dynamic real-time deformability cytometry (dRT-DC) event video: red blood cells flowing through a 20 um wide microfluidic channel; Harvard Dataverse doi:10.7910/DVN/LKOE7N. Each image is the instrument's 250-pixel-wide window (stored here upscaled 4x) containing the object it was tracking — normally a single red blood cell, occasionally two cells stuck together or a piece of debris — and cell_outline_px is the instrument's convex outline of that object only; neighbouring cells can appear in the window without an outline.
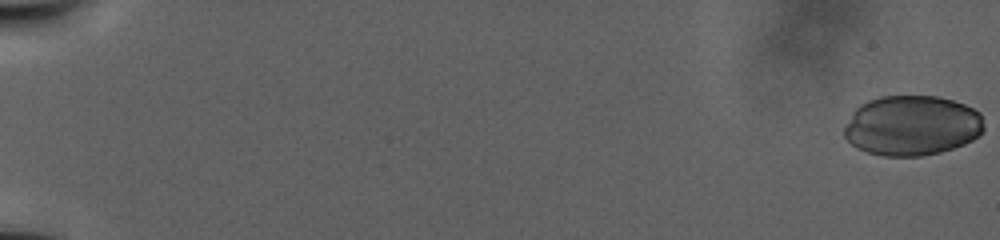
{"species": "human", "species_latin": "Homo sapiens", "temperature_condition": "warm", "stored_images_in_passage": 127, "camera_frame_rate_fps": 3000, "um_per_image_px": 0.085, "donor": {"sex": "male"}, "frame": {"image": 1, "passage_image": 1, "time_ms": 0.0, "image_size_px": [1000, 240], "cell_outline_px": [[984, 128], [972, 140], [964, 144], [940, 152], [920, 156], [884, 156], [868, 152], [856, 148], [844, 136], [844, 128], [852, 112], [860, 104], [868, 100], [880, 96], [936, 96], [952, 100], [964, 104], [980, 112], [984, 124]], "centroid_in_image_um": [77.5, 10.67], "position_along_channel_um": 7.5, "area_um2": 48.96}}
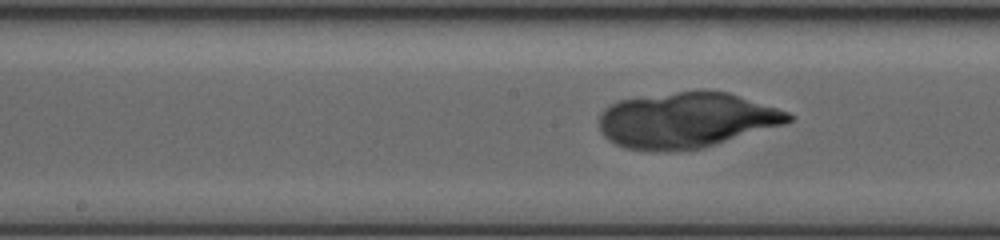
{"frame": {"image": 2, "passage_image": 71, "time_ms": 23.333, "image_size_px": [1000, 240], "cell_outline_px": [[792, 120], [784, 124], [704, 148], [668, 152], [656, 152], [624, 148], [608, 140], [600, 132], [600, 112], [604, 108], [620, 100], [700, 88], [728, 92], [788, 112], [792, 116]], "centroid_in_image_um": [58.31, 10.21], "position_along_channel_um": 189.9, "area_um2": 61.79}}
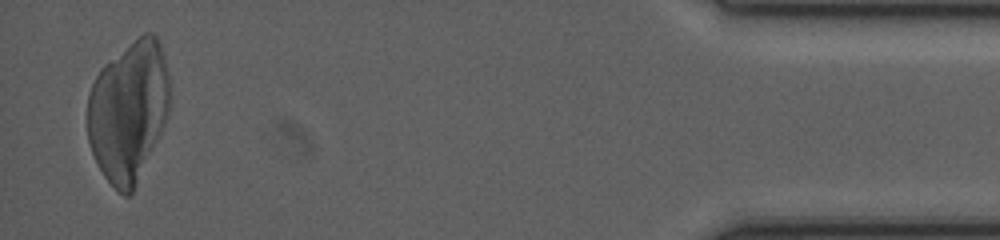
{"frame": {"image": 3, "passage_image": 124, "time_ms": 41.0, "image_size_px": [1000, 240], "cell_outline_px": [[168, 116], [132, 192], [128, 196], [124, 196], [104, 176], [92, 152], [88, 140], [88, 96], [92, 84], [100, 68], [104, 64], [144, 32], [152, 32], [156, 36], [160, 44], [168, 72]], "centroid_in_image_um": [10.91, 9.41], "position_along_channel_um": 424.3, "area_um2": 66.53}}